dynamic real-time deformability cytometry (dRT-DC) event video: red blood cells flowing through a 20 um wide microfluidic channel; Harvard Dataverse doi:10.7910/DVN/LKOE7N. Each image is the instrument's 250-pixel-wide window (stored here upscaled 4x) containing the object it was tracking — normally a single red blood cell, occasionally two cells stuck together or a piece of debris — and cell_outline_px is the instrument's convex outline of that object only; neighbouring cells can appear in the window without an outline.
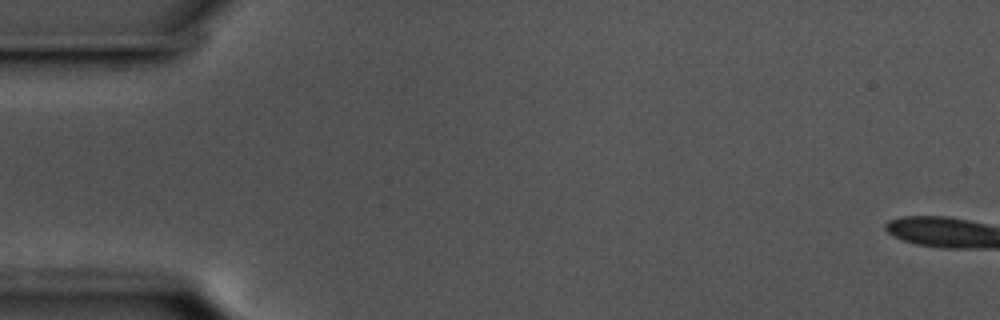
{"species": "common noctule bat (a hibernating species)", "species_latin": "Nyctalus noctula", "temperature_condition": "cold", "stored_images_in_passage": 2, "camera_frame_rate_fps": 3000, "um_per_image_px": 0.085, "animal": {"sex": "male", "body_mass_g": 17.5, "forearm_length_mm": 52.3}, "frame": {"image": 1, "passage_image": 1, "time_ms": 0.0, "image_size_px": [1000, 320], "cell_outline_px": [[964, 244], [944, 244], [916, 240], [904, 236], [896, 232], [892, 228], [892, 224], [912, 220], [948, 220], [964, 224]], "centroid_in_image_um": [79.24, 19.64], "position_along_channel_um": 5.8, "area_um2": 10.06}}